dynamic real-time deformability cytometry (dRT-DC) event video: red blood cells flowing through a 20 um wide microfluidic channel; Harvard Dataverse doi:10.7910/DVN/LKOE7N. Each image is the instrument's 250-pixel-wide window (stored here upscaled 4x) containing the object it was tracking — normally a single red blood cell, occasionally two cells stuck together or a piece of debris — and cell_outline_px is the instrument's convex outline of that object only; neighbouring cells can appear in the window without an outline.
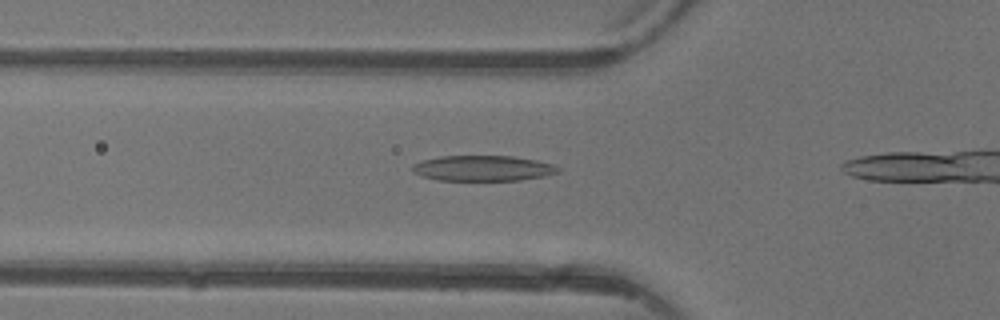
{"species": "common noctule bat (a hibernating species)", "species_latin": "Nyctalus noctula", "temperature_condition": "warm", "stored_images_in_passage": 5, "camera_frame_rate_fps": 3000, "um_per_image_px": 0.085, "animal": {"sex": "female"}, "frame": {"image": 1, "passage_image": 3, "time_ms": 2.333, "image_size_px": [1000, 320], "cell_outline_px": [[560, 172], [544, 176], [520, 180], [436, 180], [420, 176], [412, 172], [412, 164], [420, 160], [440, 156], [512, 156], [536, 160], [552, 164], [560, 168]], "centroid_in_image_um": [41.0, 14.3], "position_along_channel_um": 84.8, "area_um2": 21.79}}